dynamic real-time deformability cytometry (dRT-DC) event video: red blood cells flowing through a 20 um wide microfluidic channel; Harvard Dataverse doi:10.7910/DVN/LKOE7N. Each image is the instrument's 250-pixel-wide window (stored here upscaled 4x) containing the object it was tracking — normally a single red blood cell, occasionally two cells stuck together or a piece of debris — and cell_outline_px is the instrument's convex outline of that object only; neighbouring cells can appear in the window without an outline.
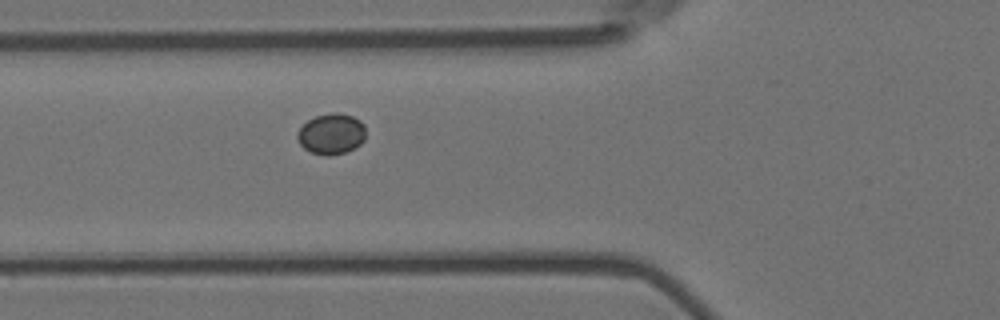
{"species": "Egyptian fruit bat (a non-hibernating species)", "species_latin": "Rousettus aegyptiacus", "temperature_condition": "room temperature", "stored_images_in_passage": 4, "camera_frame_rate_fps": 3000, "um_per_image_px": 0.085, "animal": {"sex": "female"}, "frame": {"image": 1, "passage_image": 4, "time_ms": 1.0, "image_size_px": [1000, 320], "cell_outline_px": [[364, 140], [356, 148], [344, 152], [328, 156], [312, 152], [304, 148], [300, 144], [296, 136], [300, 128], [308, 120], [316, 116], [332, 112], [336, 112], [352, 116], [360, 120], [364, 124]], "centroid_in_image_um": [28.17, 11.38], "position_along_channel_um": 97.6, "area_um2": 16.13}}